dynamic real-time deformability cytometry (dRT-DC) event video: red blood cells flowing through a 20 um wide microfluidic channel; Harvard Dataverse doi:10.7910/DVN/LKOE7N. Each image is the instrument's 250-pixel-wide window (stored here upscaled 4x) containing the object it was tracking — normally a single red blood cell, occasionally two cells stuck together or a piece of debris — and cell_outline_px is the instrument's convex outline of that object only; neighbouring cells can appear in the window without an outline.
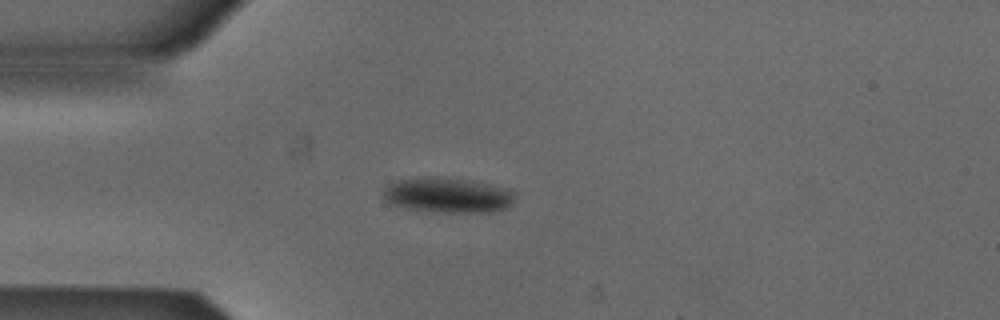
{"species": "Egyptian fruit bat (a non-hibernating species)", "species_latin": "Rousettus aegyptiacus", "temperature_condition": "cold", "stored_images_in_passage": 3, "camera_frame_rate_fps": 3000, "um_per_image_px": 0.085, "animal": {"sex": "male"}, "frame": {"image": 1, "passage_image": 2, "time_ms": 0.333, "image_size_px": [1000, 320], "cell_outline_px": [[512, 204], [508, 208], [492, 212], [432, 212], [404, 208], [388, 204], [384, 200], [384, 188], [400, 180], [424, 176], [436, 176], [508, 188], [512, 192]], "centroid_in_image_um": [38.0, 16.62], "position_along_channel_um": 47.0, "area_um2": 26.7}}